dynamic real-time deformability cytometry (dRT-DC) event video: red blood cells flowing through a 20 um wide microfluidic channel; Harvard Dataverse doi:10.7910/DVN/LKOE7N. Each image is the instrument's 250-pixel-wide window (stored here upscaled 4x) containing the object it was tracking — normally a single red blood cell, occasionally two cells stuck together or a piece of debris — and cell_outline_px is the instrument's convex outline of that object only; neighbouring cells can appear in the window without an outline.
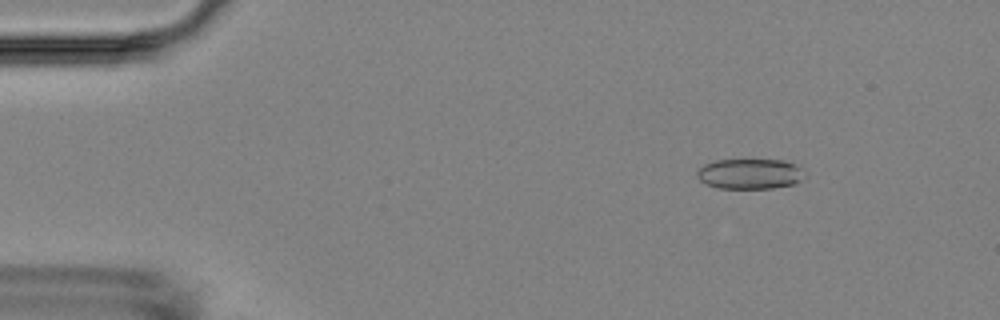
{"species": "Egyptian fruit bat (a non-hibernating species)", "species_latin": "Rousettus aegyptiacus", "temperature_condition": "room temperature", "stored_images_in_passage": 8, "camera_frame_rate_fps": 3000, "um_per_image_px": 0.085, "animal": {"sex": "female"}, "frame": {"image": 1, "passage_image": 1, "time_ms": 0.0, "image_size_px": [1000, 320], "cell_outline_px": [[804, 168], [800, 180], [792, 184], [772, 188], [716, 188], [700, 180], [696, 176], [696, 172], [704, 164], [716, 160], [784, 160]], "centroid_in_image_um": [63.71, 14.77], "position_along_channel_um": 21.3, "area_um2": 18.84}}
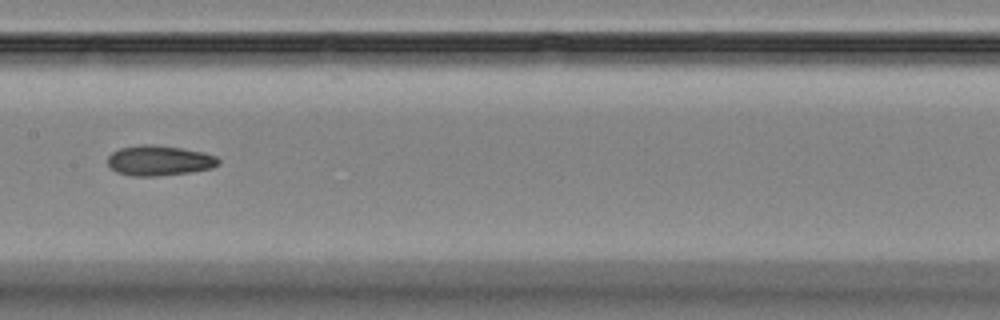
{"frame": {"image": 2, "passage_image": 7, "time_ms": 7.0, "image_size_px": [1000, 320], "cell_outline_px": [[220, 164], [212, 168], [192, 172], [156, 176], [132, 176], [116, 172], [108, 164], [108, 156], [112, 152], [120, 148], [144, 144], [148, 144], [180, 148], [204, 152], [216, 156], [220, 160]], "centroid_in_image_um": [13.55, 13.65], "position_along_channel_um": 193.8, "area_um2": 19.48}}
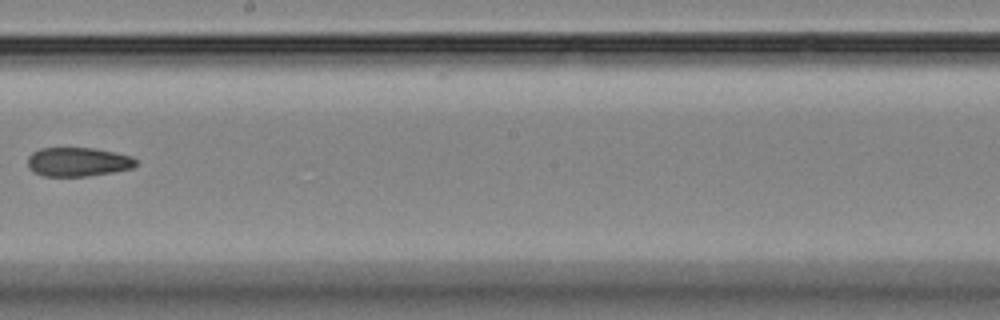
{"frame": {"image": 3, "passage_image": 8, "time_ms": 8.333, "image_size_px": [1000, 320], "cell_outline_px": [[136, 164], [132, 168], [112, 172], [88, 176], [44, 176], [32, 172], [28, 168], [28, 156], [32, 152], [40, 148], [92, 148], [116, 152], [132, 156], [136, 160]], "centroid_in_image_um": [6.6, 13.76], "position_along_channel_um": 241.6, "area_um2": 18.38}}